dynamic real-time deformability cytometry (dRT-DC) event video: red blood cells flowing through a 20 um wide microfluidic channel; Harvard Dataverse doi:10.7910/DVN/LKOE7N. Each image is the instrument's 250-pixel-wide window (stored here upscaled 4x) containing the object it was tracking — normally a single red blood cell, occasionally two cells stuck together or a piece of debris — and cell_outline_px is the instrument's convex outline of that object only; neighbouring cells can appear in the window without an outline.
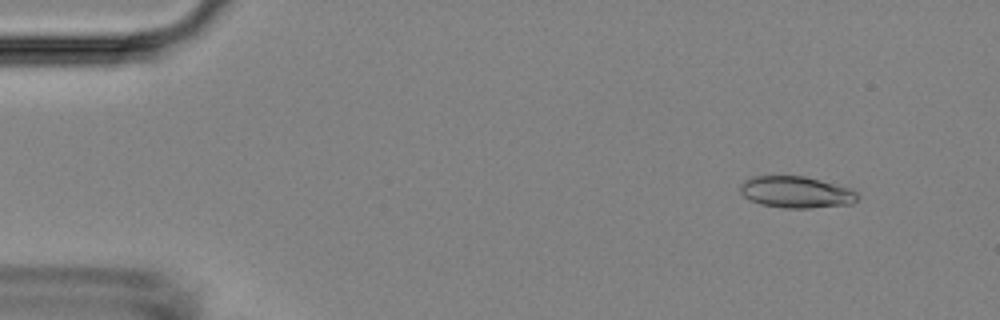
{"species": "Egyptian fruit bat (a non-hibernating species)", "species_latin": "Rousettus aegyptiacus", "temperature_condition": "room temperature", "stored_images_in_passage": 47, "camera_frame_rate_fps": 3000, "um_per_image_px": 0.085, "animal": {"sex": "female"}, "frame": {"image": 1, "passage_image": 4, "time_ms": 1.0, "image_size_px": [1000, 320], "cell_outline_px": [[860, 196], [852, 204], [808, 208], [784, 208], [760, 204], [748, 200], [740, 192], [740, 184], [744, 180], [752, 176], [804, 176], [820, 180], [848, 188], [856, 192]], "centroid_in_image_um": [67.63, 16.33], "position_along_channel_um": 17.4, "area_um2": 21.62}}
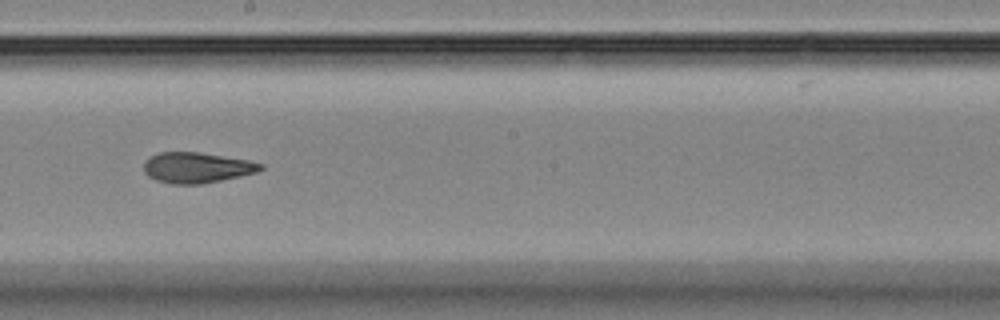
{"frame": {"image": 2, "passage_image": 29, "time_ms": 9.333, "image_size_px": [1000, 320], "cell_outline_px": [[264, 168], [256, 172], [240, 176], [200, 184], [172, 184], [156, 180], [148, 176], [144, 172], [144, 160], [160, 152], [200, 152], [248, 160], [264, 164]], "centroid_in_image_um": [16.71, 14.24], "position_along_channel_um": 231.5, "area_um2": 20.75}}
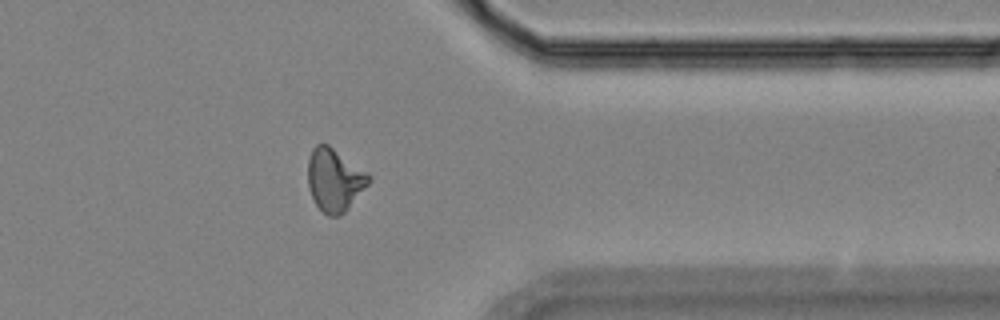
{"frame": {"image": 3, "passage_image": 42, "time_ms": 13.667, "image_size_px": [1000, 320], "cell_outline_px": [[372, 180], [348, 208], [340, 216], [328, 216], [316, 204], [308, 188], [308, 160], [312, 148], [316, 144], [328, 144], [368, 172], [372, 176]], "centroid_in_image_um": [28.45, 15.27], "position_along_channel_um": 383.0, "area_um2": 22.31}, "authors_computed_cell_mechanics": {"area_um2": 21.2704, "velocity_mm_per_s": 3.7086, "shape_relaxation_time_tau1_ms": null, "shape_relaxation_time_tau2_ms": 2.6982, "deformation_change_tau1": null, "deformation_change_tau2": 0.0917}}